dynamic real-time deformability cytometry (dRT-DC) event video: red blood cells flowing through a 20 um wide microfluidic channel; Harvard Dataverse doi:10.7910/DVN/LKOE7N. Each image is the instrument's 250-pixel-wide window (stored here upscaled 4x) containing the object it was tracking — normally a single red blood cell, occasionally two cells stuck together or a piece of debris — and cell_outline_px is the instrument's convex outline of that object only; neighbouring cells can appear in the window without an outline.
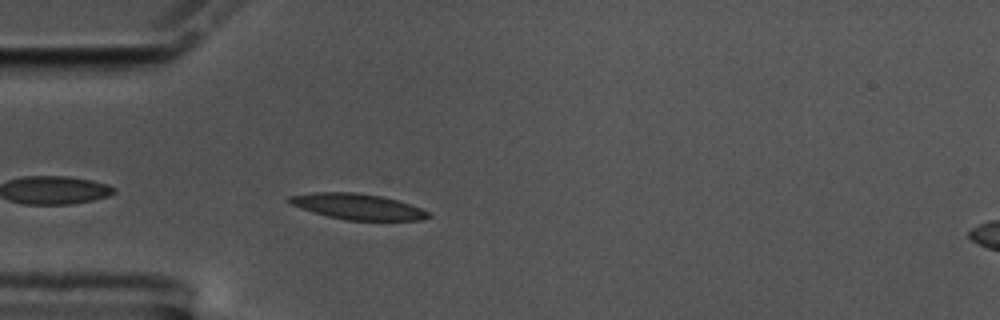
{"species": "common noctule bat (a hibernating species)", "species_latin": "Nyctalus noctula", "temperature_condition": "cold", "stored_images_in_passage": 44, "camera_frame_rate_fps": 3000, "um_per_image_px": 0.085, "animal": {"sex": "male", "body_mass_g": 17.5, "forearm_length_mm": 52.3}, "frame": {"image": 1, "passage_image": 3, "time_ms": 0.667, "image_size_px": [1000, 320], "cell_outline_px": [[432, 216], [420, 220], [344, 220], [312, 212], [288, 204], [288, 196], [312, 192], [356, 192], [380, 196], [396, 200], [432, 212]], "centroid_in_image_um": [30.37, 17.56], "position_along_channel_um": 54.6, "area_um2": 20.92}}
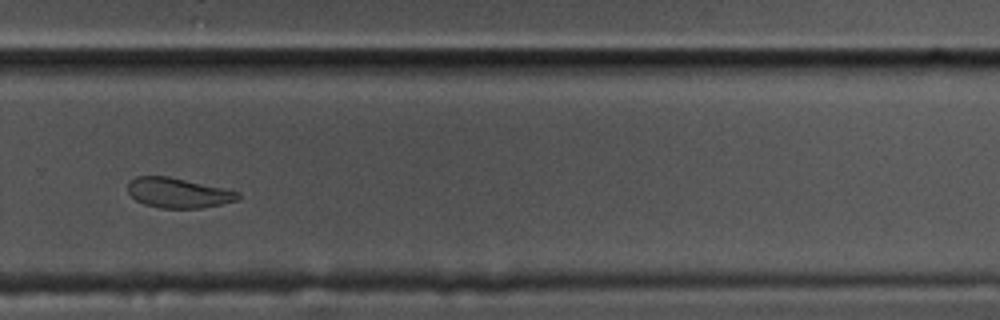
{"frame": {"image": 2, "passage_image": 26, "time_ms": 8.333, "image_size_px": [1000, 320], "cell_outline_px": [[240, 196], [236, 200], [220, 204], [200, 208], [160, 208], [144, 204], [136, 200], [128, 192], [128, 180], [136, 176], [168, 176], [240, 192]], "centroid_in_image_um": [15.09, 16.39], "position_along_channel_um": 314.7, "area_um2": 19.07}}
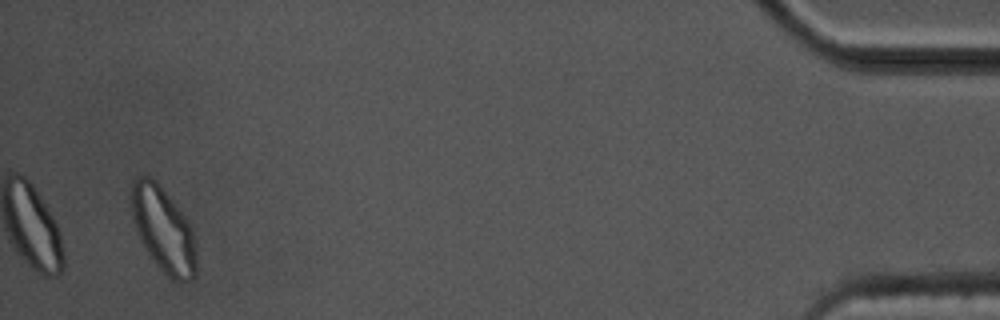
{"frame": {"image": 3, "passage_image": 42, "time_ms": 13.667, "image_size_px": [1000, 320], "cell_outline_px": [[196, 276], [192, 280], [184, 284], [180, 284], [172, 280], [156, 264], [144, 248], [136, 232], [132, 216], [132, 180], [136, 176], [148, 176], [156, 180], [176, 204], [188, 220], [192, 228], [196, 248]], "centroid_in_image_um": [13.91, 19.55], "position_along_channel_um": 421.3, "area_um2": 32.66}, "authors_computed_cell_mechanics": {"area_um2": 20.6346, "velocity_mm_per_s": 3.4881, "shape_relaxation_time_tau1_ms": 10.1321, "shape_relaxation_time_tau2_ms": 2.5722, "deformation_change_tau1": 0.1962, "deformation_change_tau2": 0.0679}}